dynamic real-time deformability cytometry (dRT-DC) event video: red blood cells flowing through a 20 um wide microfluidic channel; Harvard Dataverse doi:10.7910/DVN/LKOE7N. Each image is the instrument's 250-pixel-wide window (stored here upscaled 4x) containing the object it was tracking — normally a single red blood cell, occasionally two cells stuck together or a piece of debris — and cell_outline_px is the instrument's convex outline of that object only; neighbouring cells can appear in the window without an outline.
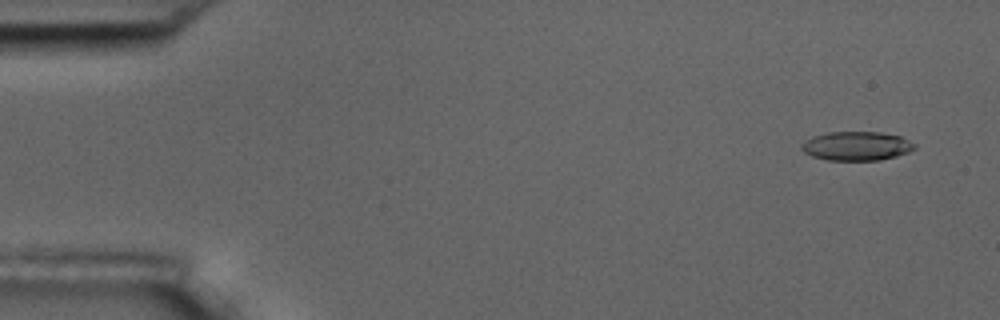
{"species": "common noctule bat (a hibernating species)", "species_latin": "Nyctalus noctula", "temperature_condition": "room temperature", "stored_images_in_passage": 6, "segment_of_instrument_passage": [1, 2], "camera_frame_rate_fps": 3000, "um_per_image_px": 0.085, "animal": {"sex": "male", "body_mass_g": 17.5, "forearm_length_mm": 52.3}, "frame": {"image": 1, "passage_image": 2, "time_ms": 1.0, "image_size_px": [1000, 320], "cell_outline_px": [[916, 148], [908, 152], [896, 156], [880, 160], [828, 160], [812, 156], [804, 152], [800, 148], [800, 144], [812, 136], [828, 132], [880, 132], [900, 136], [916, 144]], "centroid_in_image_um": [72.79, 12.41], "position_along_channel_um": 12.2, "area_um2": 19.13}}